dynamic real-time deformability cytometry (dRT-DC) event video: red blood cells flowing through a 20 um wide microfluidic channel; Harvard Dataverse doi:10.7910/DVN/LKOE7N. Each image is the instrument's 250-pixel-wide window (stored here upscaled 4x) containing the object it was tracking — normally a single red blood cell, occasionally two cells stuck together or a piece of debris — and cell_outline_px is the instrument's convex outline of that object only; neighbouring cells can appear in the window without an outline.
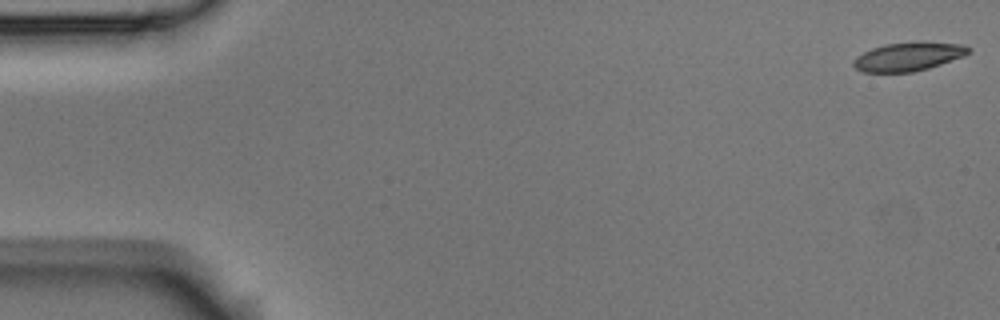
{"species": "Egyptian fruit bat (a non-hibernating species)", "species_latin": "Rousettus aegyptiacus", "temperature_condition": "room temperature", "stored_images_in_passage": 51, "camera_frame_rate_fps": 3000, "um_per_image_px": 0.085, "animal": {"sex": "male"}, "frame": {"image": 1, "passage_image": 1, "time_ms": 0.0, "image_size_px": [1000, 320], "cell_outline_px": [[972, 48], [964, 56], [928, 68], [912, 72], [860, 72], [852, 64], [852, 60], [856, 56], [872, 48], [884, 44], [920, 40], [924, 40], [964, 44]], "centroid_in_image_um": [77.22, 4.78], "position_along_channel_um": 7.8, "area_um2": 19.65}}
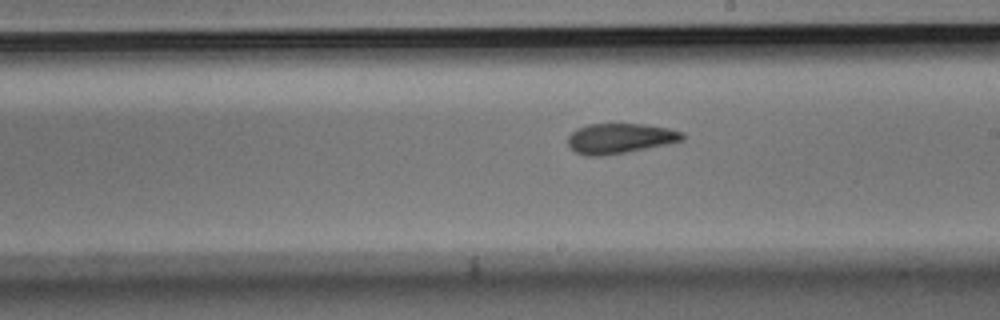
{"frame": {"image": 2, "passage_image": 32, "time_ms": 10.333, "image_size_px": [1000, 320], "cell_outline_px": [[684, 140], [624, 152], [600, 156], [584, 156], [576, 152], [568, 144], [568, 136], [576, 128], [588, 124], [644, 124], [668, 128], [684, 132]], "centroid_in_image_um": [52.67, 11.75], "position_along_channel_um": 236.3, "area_um2": 19.88}}
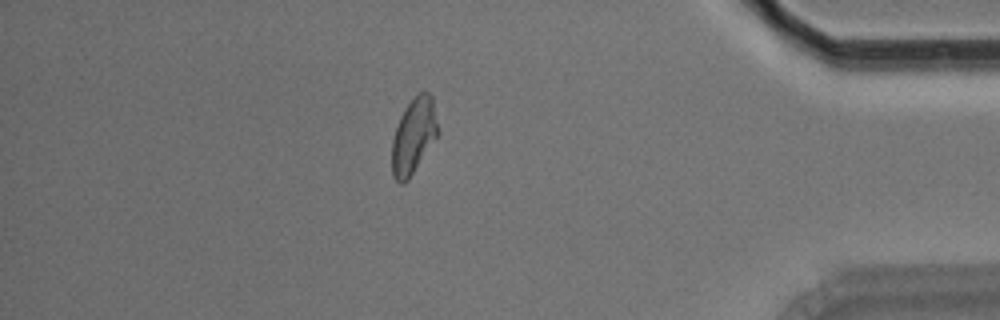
{"frame": {"image": 3, "passage_image": 49, "time_ms": 16.0, "image_size_px": [1000, 320], "cell_outline_px": [[440, 132], [408, 180], [404, 184], [400, 184], [392, 176], [392, 140], [400, 116], [404, 108], [420, 92], [428, 92], [432, 96]], "centroid_in_image_um": [35.16, 11.57], "position_along_channel_um": 400.0, "area_um2": 20.23}, "authors_computed_cell_mechanics": {"area_um2": 20.23, "velocity_mm_per_s": 3.5488, "shape_relaxation_time_tau1_ms": 8.5544, "shape_relaxation_time_tau2_ms": 2.5043, "deformation_change_tau1": 0.1697, "deformation_change_tau2": 0.08}}